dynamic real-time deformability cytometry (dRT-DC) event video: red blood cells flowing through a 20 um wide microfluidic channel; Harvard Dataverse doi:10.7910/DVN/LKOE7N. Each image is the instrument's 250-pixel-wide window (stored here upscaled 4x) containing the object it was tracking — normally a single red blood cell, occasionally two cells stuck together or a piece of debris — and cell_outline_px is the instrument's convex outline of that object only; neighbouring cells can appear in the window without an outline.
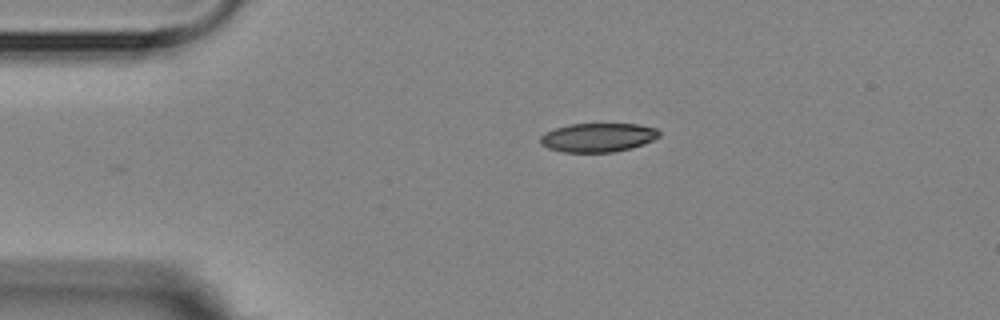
{"species": "Egyptian fruit bat (a non-hibernating species)", "species_latin": "Rousettus aegyptiacus", "temperature_condition": "room temperature", "stored_images_in_passage": 3, "camera_frame_rate_fps": 3000, "um_per_image_px": 0.085, "animal": {"sex": "female"}, "frame": {"image": 1, "passage_image": 3, "time_ms": 3.333, "image_size_px": [1000, 320], "cell_outline_px": [[660, 136], [644, 144], [632, 148], [612, 152], [564, 152], [548, 148], [540, 144], [540, 136], [556, 128], [572, 124], [636, 124], [656, 128], [660, 132]], "centroid_in_image_um": [50.84, 11.69], "position_along_channel_um": 34.2, "area_um2": 19.88}}